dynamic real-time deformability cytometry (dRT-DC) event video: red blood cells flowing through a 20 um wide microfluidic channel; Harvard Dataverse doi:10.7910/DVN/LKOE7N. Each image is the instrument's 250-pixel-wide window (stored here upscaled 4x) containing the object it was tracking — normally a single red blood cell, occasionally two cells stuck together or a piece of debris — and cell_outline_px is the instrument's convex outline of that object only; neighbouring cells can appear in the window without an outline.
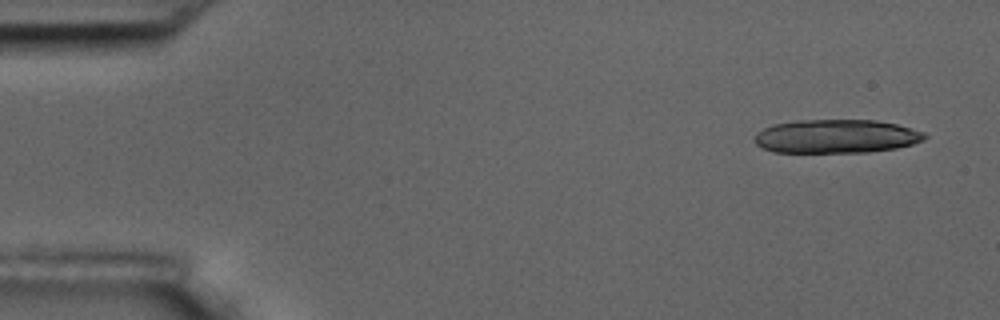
{"species": "common noctule bat (a hibernating species)", "species_latin": "Nyctalus noctula", "temperature_condition": "room temperature", "stored_images_in_passage": 5, "camera_frame_rate_fps": 3000, "um_per_image_px": 0.085, "animal": {"sex": "male", "body_mass_g": 17.5, "forearm_length_mm": 52.3}, "frame": {"image": 1, "passage_image": 1, "time_ms": 0.0, "image_size_px": [1000, 320], "cell_outline_px": [[928, 136], [924, 140], [912, 144], [896, 148], [868, 152], [772, 152], [756, 144], [752, 140], [756, 132], [772, 124], [796, 120], [876, 120], [896, 124], [924, 132]], "centroid_in_image_um": [71.05, 11.58], "position_along_channel_um": 14.0, "area_um2": 33.52}}